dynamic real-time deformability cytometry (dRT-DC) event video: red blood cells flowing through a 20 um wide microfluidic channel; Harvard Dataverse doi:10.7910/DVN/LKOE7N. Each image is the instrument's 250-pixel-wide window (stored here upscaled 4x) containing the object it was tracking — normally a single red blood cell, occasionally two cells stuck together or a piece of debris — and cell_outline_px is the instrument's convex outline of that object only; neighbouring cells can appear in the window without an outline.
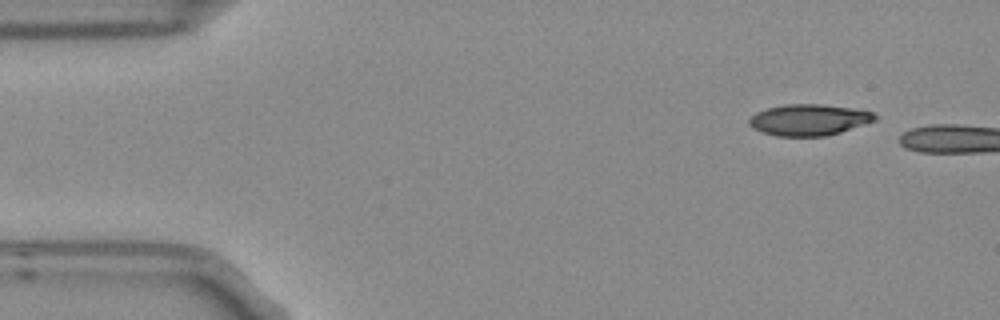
{"species": "Egyptian fruit bat (a non-hibernating species)", "species_latin": "Rousettus aegyptiacus", "temperature_condition": "room temperature", "stored_images_in_passage": 10, "camera_frame_rate_fps": 3000, "um_per_image_px": 0.085, "frame": {"image": 1, "passage_image": 1, "time_ms": 0.0, "image_size_px": [1000, 320], "cell_outline_px": [[876, 120], [840, 132], [824, 136], [776, 136], [764, 132], [748, 124], [748, 120], [756, 112], [768, 108], [784, 104], [824, 104], [852, 108], [872, 112], [876, 116]], "centroid_in_image_um": [68.75, 10.18], "position_along_channel_um": 16.2, "area_um2": 22.66}}
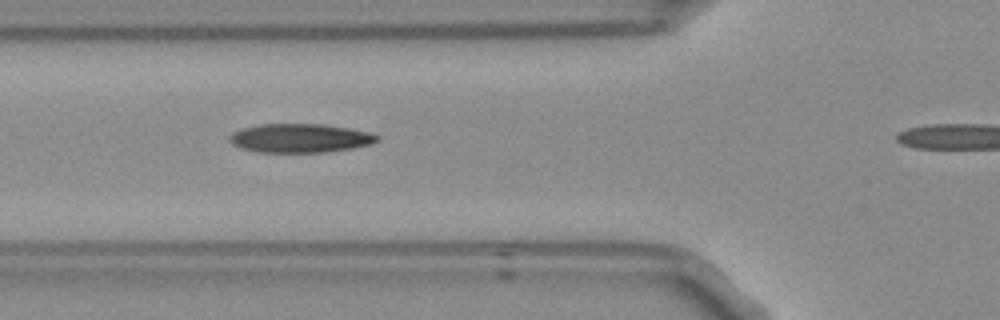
{"frame": {"image": 2, "passage_image": 5, "time_ms": 1.333, "image_size_px": [1000, 320], "cell_outline_px": [[380, 140], [372, 144], [352, 148], [324, 152], [256, 152], [232, 144], [228, 140], [228, 136], [232, 132], [240, 128], [260, 124], [324, 124], [348, 128], [368, 132], [380, 136]], "centroid_in_image_um": [25.49, 11.73], "position_along_channel_um": 100.3, "area_um2": 24.91}}